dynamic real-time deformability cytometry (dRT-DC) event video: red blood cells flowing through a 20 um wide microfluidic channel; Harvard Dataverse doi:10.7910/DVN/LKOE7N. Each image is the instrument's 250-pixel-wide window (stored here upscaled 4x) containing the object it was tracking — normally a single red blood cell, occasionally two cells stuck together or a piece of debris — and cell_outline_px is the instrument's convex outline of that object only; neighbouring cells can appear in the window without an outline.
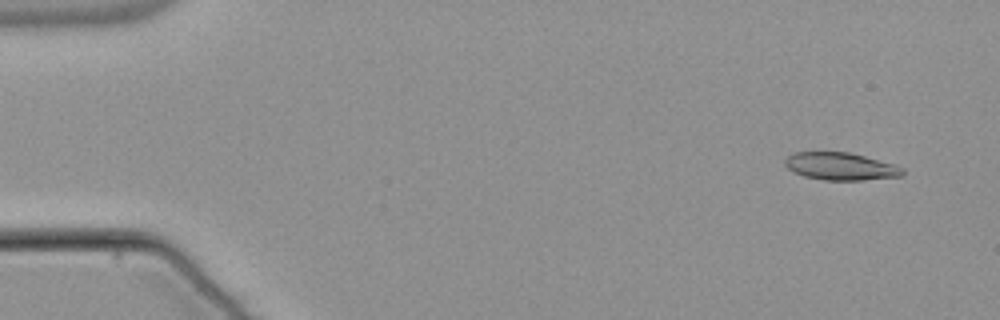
{"species": "common noctule bat (a hibernating species)", "species_latin": "Nyctalus noctula", "temperature_condition": "warm", "stored_images_in_passage": 54, "camera_frame_rate_fps": 3000, "um_per_image_px": 0.085, "animal": {"sex": "male", "body_mass_g": 21.5, "forearm_length_mm": 52.0}, "frame": {"image": 1, "passage_image": 4, "time_ms": 1.0, "image_size_px": [1000, 320], "cell_outline_px": [[904, 176], [860, 180], [824, 180], [804, 176], [788, 168], [784, 164], [784, 160], [788, 156], [796, 152], [848, 152], [896, 164], [904, 168]], "centroid_in_image_um": [71.5, 14.14], "position_along_channel_um": 13.5, "area_um2": 18.84}}
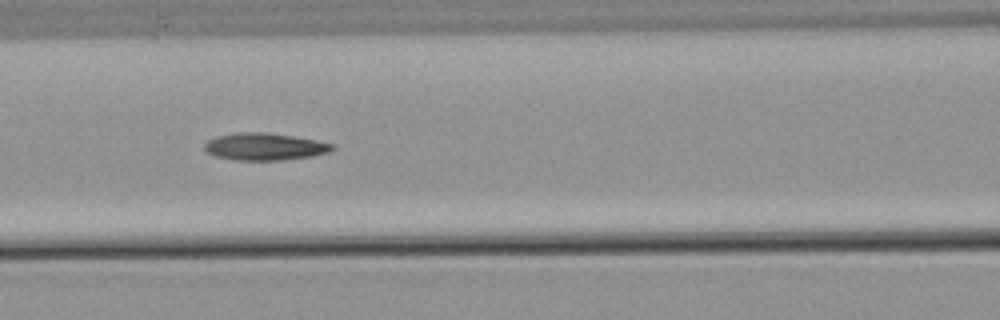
{"frame": {"image": 2, "passage_image": 24, "time_ms": 7.667, "image_size_px": [1000, 320], "cell_outline_px": [[336, 148], [328, 152], [312, 156], [284, 160], [236, 160], [216, 156], [208, 152], [204, 148], [204, 144], [208, 140], [216, 136], [236, 132], [264, 132], [292, 136], [332, 144]], "centroid_in_image_um": [22.46, 12.46], "position_along_channel_um": 144.1, "area_um2": 20.06}}
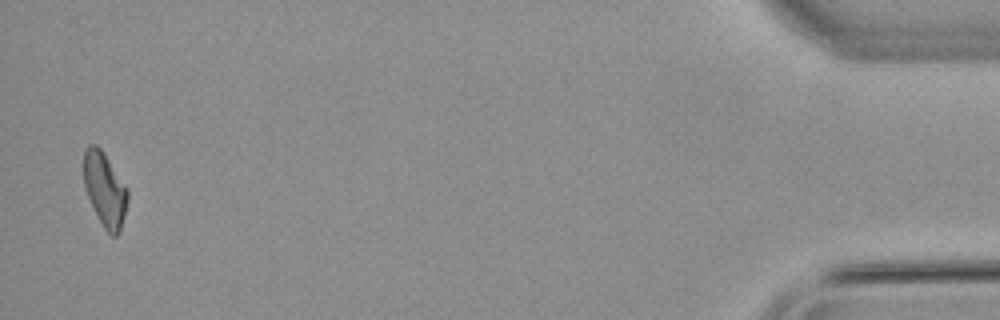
{"frame": {"image": 3, "passage_image": 53, "time_ms": 17.333, "image_size_px": [1000, 320], "cell_outline_px": [[128, 200], [120, 232], [116, 236], [112, 236], [104, 228], [88, 196], [84, 184], [84, 152], [88, 144], [96, 144], [100, 148], [128, 188]], "centroid_in_image_um": [8.93, 16.09], "position_along_channel_um": 426.3, "area_um2": 18.67}, "authors_computed_cell_mechanics": {"area_um2": 19.4786, "velocity_mm_per_s": 3.8425, "shape_relaxation_time_tau1_ms": null, "shape_relaxation_time_tau2_ms": 10.1439, "deformation_change_tau1": null, "deformation_change_tau2": 0.2234}}